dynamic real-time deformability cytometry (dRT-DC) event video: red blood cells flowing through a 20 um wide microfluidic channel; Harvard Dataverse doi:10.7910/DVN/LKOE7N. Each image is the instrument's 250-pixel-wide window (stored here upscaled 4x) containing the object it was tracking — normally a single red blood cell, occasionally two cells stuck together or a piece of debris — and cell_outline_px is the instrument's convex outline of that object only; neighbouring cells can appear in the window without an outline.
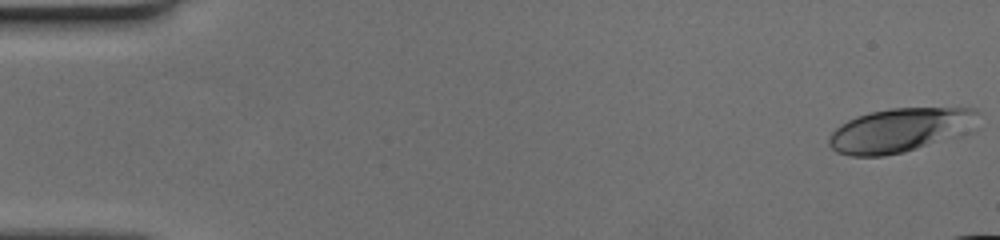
{"species": "human", "species_latin": "Homo sapiens", "temperature_condition": "cold", "stored_images_in_passage": 14, "camera_frame_rate_fps": 3000, "um_per_image_px": 0.085, "donor": {"sex": "female"}, "frame": {"image": 1, "passage_image": 1, "time_ms": 0.0, "image_size_px": [1000, 240], "cell_outline_px": [[980, 112], [924, 144], [916, 148], [904, 152], [884, 156], [848, 156], [836, 152], [828, 144], [828, 140], [832, 132], [836, 128], [848, 120], [856, 116], [872, 112], [892, 108], [976, 108]], "centroid_in_image_um": [76.07, 11.06], "position_along_channel_um": 8.9, "area_um2": 34.91}}